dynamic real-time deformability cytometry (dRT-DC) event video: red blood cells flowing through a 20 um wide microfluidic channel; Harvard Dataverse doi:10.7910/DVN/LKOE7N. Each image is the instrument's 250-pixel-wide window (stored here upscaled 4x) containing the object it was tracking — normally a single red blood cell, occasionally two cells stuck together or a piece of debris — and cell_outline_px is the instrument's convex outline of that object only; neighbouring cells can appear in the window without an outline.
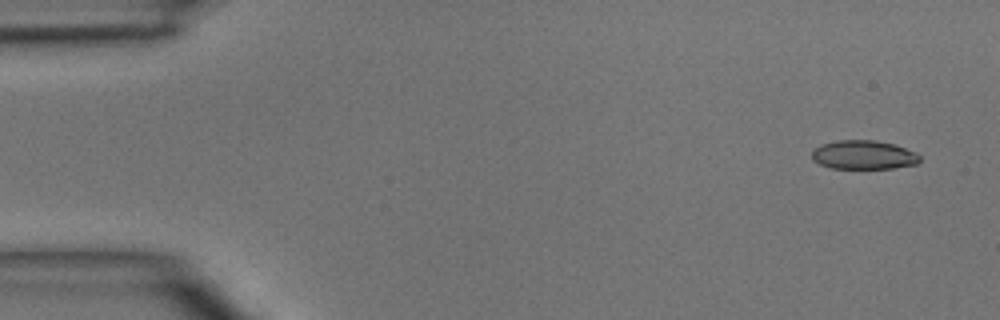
{"species": "common noctule bat (a hibernating species)", "species_latin": "Nyctalus noctula", "temperature_condition": "room temperature", "stored_images_in_passage": 4, "camera_frame_rate_fps": 3000, "um_per_image_px": 0.085, "animal": {"sex": "male", "body_mass_g": 15.6}, "frame": {"image": 1, "passage_image": 1, "time_ms": 0.0, "image_size_px": [1000, 320], "cell_outline_px": [[920, 160], [916, 164], [892, 168], [832, 168], [820, 164], [812, 160], [812, 152], [820, 144], [836, 140], [876, 140], [892, 144], [916, 152], [920, 156]], "centroid_in_image_um": [73.39, 13.16], "position_along_channel_um": 11.6, "area_um2": 18.09}}
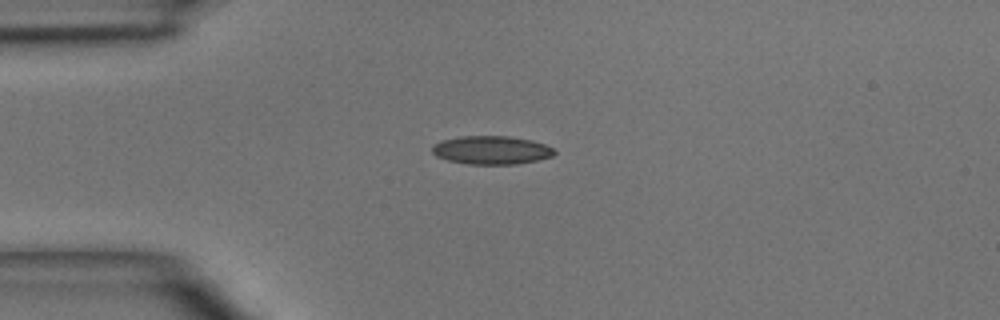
{"frame": {"image": 2, "passage_image": 3, "time_ms": 3.0, "image_size_px": [1000, 320], "cell_outline_px": [[556, 152], [552, 156], [536, 160], [516, 164], [468, 164], [448, 160], [436, 156], [432, 152], [432, 144], [440, 140], [460, 136], [508, 136], [532, 140], [544, 144], [552, 148]], "centroid_in_image_um": [41.73, 12.75], "position_along_channel_um": 43.3, "area_um2": 20.23}}